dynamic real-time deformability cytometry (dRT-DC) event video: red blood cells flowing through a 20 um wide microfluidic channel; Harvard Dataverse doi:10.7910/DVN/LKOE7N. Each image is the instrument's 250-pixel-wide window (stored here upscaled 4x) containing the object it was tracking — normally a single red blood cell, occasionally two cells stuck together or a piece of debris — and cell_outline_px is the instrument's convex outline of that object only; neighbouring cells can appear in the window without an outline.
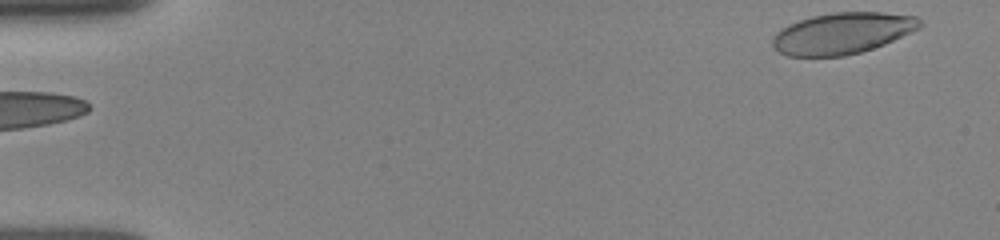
{"species": "human", "species_latin": "Homo sapiens", "temperature_condition": "room temperature", "stored_images_in_passage": 31, "camera_frame_rate_fps": 3000, "um_per_image_px": 0.085, "donor": {"sex": "female"}, "frame": {"image": 1, "passage_image": 1, "time_ms": 0.0, "image_size_px": [1000, 240], "cell_outline_px": [[924, 24], [920, 28], [884, 44], [860, 52], [844, 56], [788, 56], [772, 48], [772, 40], [776, 32], [800, 20], [812, 16], [836, 12], [884, 12], [916, 16]], "centroid_in_image_um": [71.62, 2.82], "position_along_channel_um": 13.4, "area_um2": 35.26}}
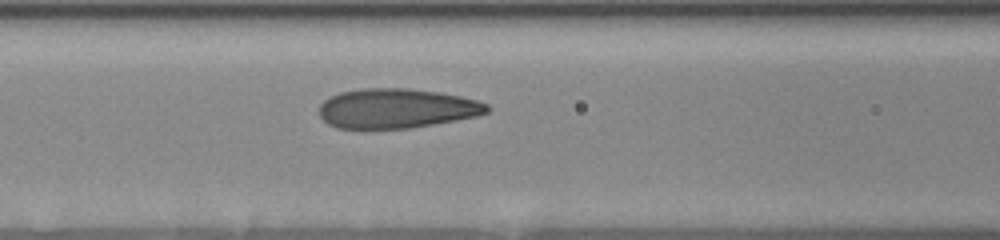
{"frame": {"image": 2, "passage_image": 19, "time_ms": 6.0, "image_size_px": [1000, 240], "cell_outline_px": [[492, 108], [488, 112], [476, 116], [412, 128], [364, 132], [336, 128], [328, 124], [320, 116], [320, 104], [328, 96], [340, 92], [364, 88], [408, 88], [436, 92], [460, 96], [476, 100], [488, 104]], "centroid_in_image_um": [33.63, 9.26], "position_along_channel_um": 133.0, "area_um2": 39.82}}
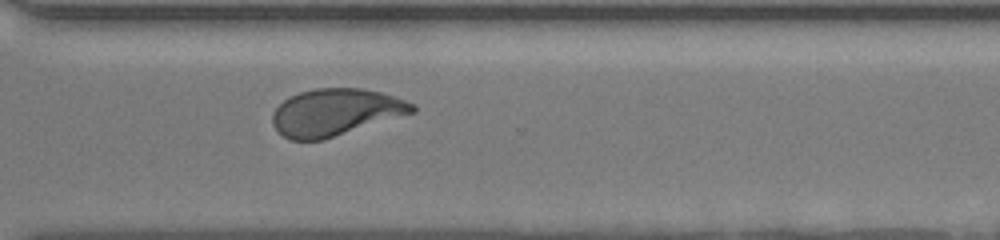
{"frame": {"image": 3, "passage_image": 31, "time_ms": 10.0, "image_size_px": [1000, 240], "cell_outline_px": [[416, 112], [324, 140], [288, 140], [272, 124], [272, 112], [284, 100], [300, 92], [316, 88], [360, 88], [380, 92], [416, 104]], "centroid_in_image_um": [28.53, 9.55], "position_along_channel_um": 342.1, "area_um2": 38.26}}